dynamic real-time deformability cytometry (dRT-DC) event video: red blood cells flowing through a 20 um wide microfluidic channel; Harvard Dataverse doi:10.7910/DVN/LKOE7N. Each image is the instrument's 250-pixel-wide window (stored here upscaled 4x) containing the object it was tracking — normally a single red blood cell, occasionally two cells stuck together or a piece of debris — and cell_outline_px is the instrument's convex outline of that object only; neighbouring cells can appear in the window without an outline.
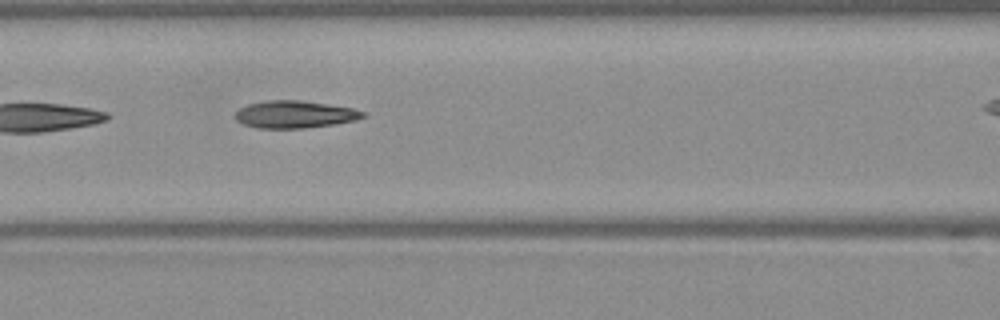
{"species": "Egyptian fruit bat (a non-hibernating species)", "species_latin": "Rousettus aegyptiacus", "temperature_condition": "warm", "stored_images_in_passage": 9, "camera_frame_rate_fps": 3000, "um_per_image_px": 0.085, "frame": {"image": 1, "passage_image": 6, "time_ms": 1.667, "image_size_px": [1000, 320], "cell_outline_px": [[364, 116], [356, 120], [332, 124], [304, 128], [260, 128], [244, 124], [236, 120], [236, 112], [240, 108], [248, 104], [268, 100], [296, 100], [328, 104], [352, 108], [364, 112]], "centroid_in_image_um": [25.03, 9.72], "position_along_channel_um": 141.6, "area_um2": 20.0}}